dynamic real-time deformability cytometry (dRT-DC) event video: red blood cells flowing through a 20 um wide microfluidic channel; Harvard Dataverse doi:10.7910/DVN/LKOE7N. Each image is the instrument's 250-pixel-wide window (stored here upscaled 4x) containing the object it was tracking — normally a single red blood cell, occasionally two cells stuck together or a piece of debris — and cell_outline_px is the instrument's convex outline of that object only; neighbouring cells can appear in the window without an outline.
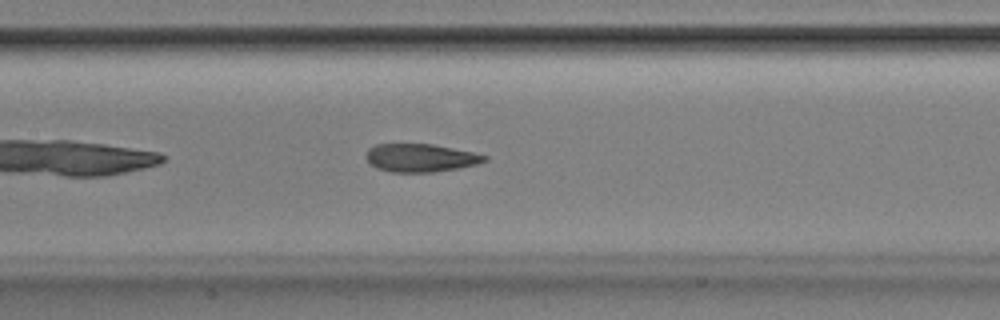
{"species": "Egyptian fruit bat (a non-hibernating species)", "species_latin": "Rousettus aegyptiacus", "temperature_condition": "room temperature", "stored_images_in_passage": 18, "camera_frame_rate_fps": 3000, "um_per_image_px": 0.085, "animal": {"sex": "male"}, "frame": {"image": 1, "passage_image": 11, "time_ms": 3.333, "image_size_px": [1000, 320], "cell_outline_px": [[488, 160], [476, 164], [460, 168], [432, 172], [392, 172], [376, 168], [364, 156], [368, 148], [376, 144], [432, 144], [476, 152], [488, 156]], "centroid_in_image_um": [35.77, 13.41], "position_along_channel_um": 171.6, "area_um2": 19.54}}